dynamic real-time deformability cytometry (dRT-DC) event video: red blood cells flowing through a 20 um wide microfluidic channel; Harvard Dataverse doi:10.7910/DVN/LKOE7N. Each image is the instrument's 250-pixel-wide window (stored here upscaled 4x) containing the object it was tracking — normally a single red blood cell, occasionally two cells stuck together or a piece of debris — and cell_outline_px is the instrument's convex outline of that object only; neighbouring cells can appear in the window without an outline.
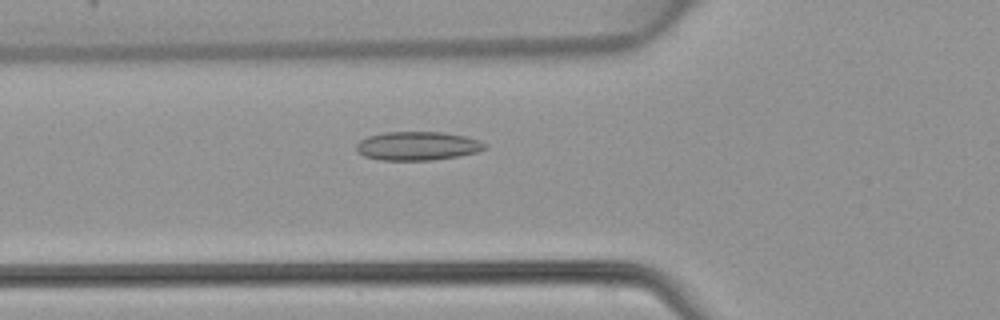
{"species": "common noctule bat (a hibernating species)", "species_latin": "Nyctalus noctula", "temperature_condition": "warm", "stored_images_in_passage": 47, "camera_frame_rate_fps": 3000, "um_per_image_px": 0.085, "animal": {"sex": "female", "body_mass_g": 22.7, "forearm_length_mm": 54.2}, "frame": {"image": 1, "passage_image": 17, "time_ms": 5.333, "image_size_px": [1000, 320], "cell_outline_px": [[488, 148], [476, 152], [460, 156], [432, 160], [380, 160], [364, 156], [356, 152], [356, 144], [360, 140], [368, 136], [384, 132], [444, 132], [464, 136], [480, 140], [488, 144]], "centroid_in_image_um": [35.5, 12.4], "position_along_channel_um": 90.3, "area_um2": 21.73}}
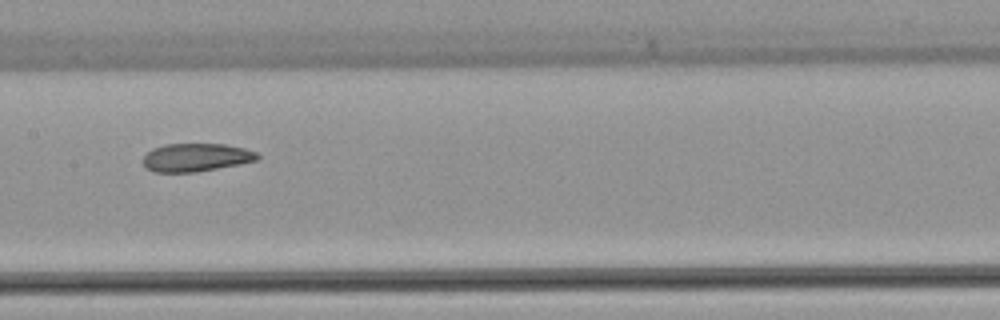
{"frame": {"image": 2, "passage_image": 24, "time_ms": 7.667, "image_size_px": [1000, 320], "cell_outline_px": [[260, 156], [256, 160], [240, 164], [196, 172], [152, 172], [144, 168], [144, 156], [152, 148], [164, 144], [224, 144], [244, 148], [256, 152]], "centroid_in_image_um": [16.63, 13.38], "position_along_channel_um": 190.8, "area_um2": 18.79}}
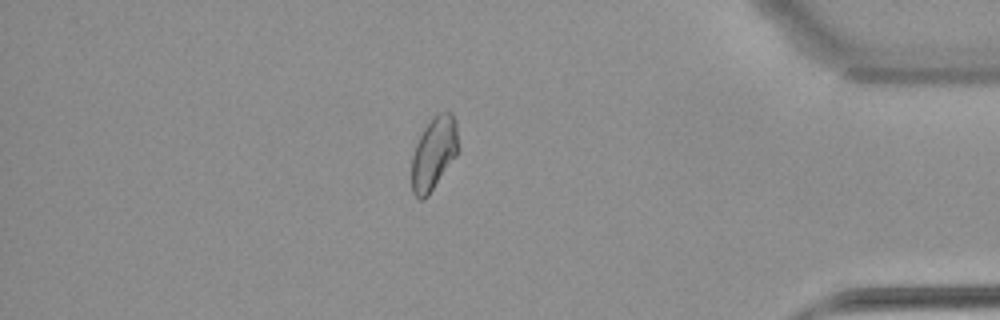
{"frame": {"image": 3, "passage_image": 41, "time_ms": 13.333, "image_size_px": [1000, 320], "cell_outline_px": [[460, 152], [428, 196], [424, 200], [420, 200], [412, 192], [412, 156], [416, 144], [424, 128], [432, 116], [440, 112], [452, 112], [456, 124], [460, 148]], "centroid_in_image_um": [36.91, 13.04], "position_along_channel_um": 398.3, "area_um2": 20.17}}